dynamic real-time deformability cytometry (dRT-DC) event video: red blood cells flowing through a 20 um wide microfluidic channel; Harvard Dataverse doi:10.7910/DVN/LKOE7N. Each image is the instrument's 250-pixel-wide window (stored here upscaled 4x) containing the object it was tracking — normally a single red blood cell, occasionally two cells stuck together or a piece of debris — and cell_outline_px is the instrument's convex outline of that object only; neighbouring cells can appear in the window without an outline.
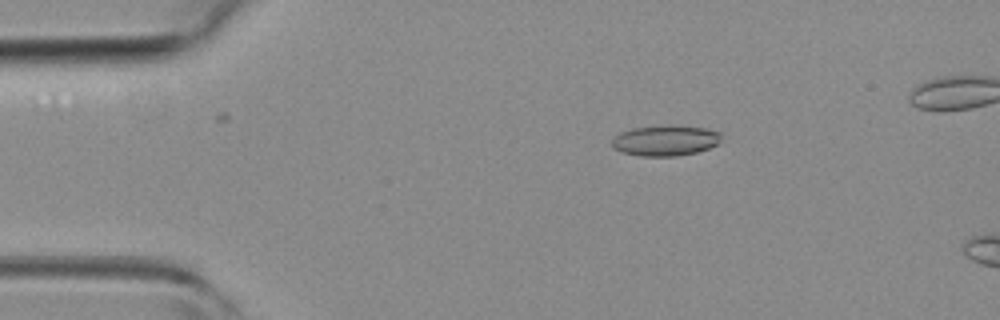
{"species": "common noctule bat (a hibernating species)", "species_latin": "Nyctalus noctula", "temperature_condition": "room temperature", "stored_images_in_passage": 3, "camera_frame_rate_fps": 3000, "um_per_image_px": 0.085, "animal": {"sex": "female", "body_mass_g": 19.3, "forearm_length_mm": 54.1}, "frame": {"image": 1, "passage_image": 2, "time_ms": 1.333, "image_size_px": [1000, 320], "cell_outline_px": [[720, 140], [716, 144], [708, 148], [696, 152], [676, 156], [640, 156], [624, 152], [612, 148], [612, 140], [620, 132], [632, 128], [668, 124], [704, 128], [720, 132]], "centroid_in_image_um": [56.53, 11.93], "position_along_channel_um": 28.5, "area_um2": 19.48}}